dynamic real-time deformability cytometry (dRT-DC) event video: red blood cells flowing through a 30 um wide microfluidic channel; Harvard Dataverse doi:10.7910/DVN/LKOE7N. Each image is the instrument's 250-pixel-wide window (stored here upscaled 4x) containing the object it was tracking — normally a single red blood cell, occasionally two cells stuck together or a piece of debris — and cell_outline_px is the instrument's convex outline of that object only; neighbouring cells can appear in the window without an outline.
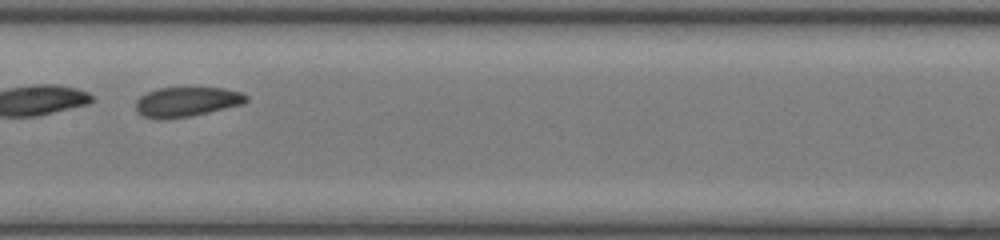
{"species": "common noctule bat (a hibernating species)", "species_latin": "Nyctalus noctula", "temperature_condition": "room temperature", "stored_images_in_passage": 36, "camera_frame_rate_fps": 3000, "um_per_image_px": 0.085, "animal": {"sex": "female", "body_mass_g": 17.0, "forearm_length_mm": 48.0}, "frame": {"image": 1, "passage_image": 16, "time_ms": 5.0, "image_size_px": [1000, 240], "cell_outline_px": [[248, 100], [244, 104], [192, 116], [160, 120], [144, 116], [136, 112], [136, 100], [140, 96], [148, 92], [160, 88], [224, 88], [240, 92], [248, 96]], "centroid_in_image_um": [15.87, 8.67], "position_along_channel_um": 191.5, "area_um2": 19.19}}